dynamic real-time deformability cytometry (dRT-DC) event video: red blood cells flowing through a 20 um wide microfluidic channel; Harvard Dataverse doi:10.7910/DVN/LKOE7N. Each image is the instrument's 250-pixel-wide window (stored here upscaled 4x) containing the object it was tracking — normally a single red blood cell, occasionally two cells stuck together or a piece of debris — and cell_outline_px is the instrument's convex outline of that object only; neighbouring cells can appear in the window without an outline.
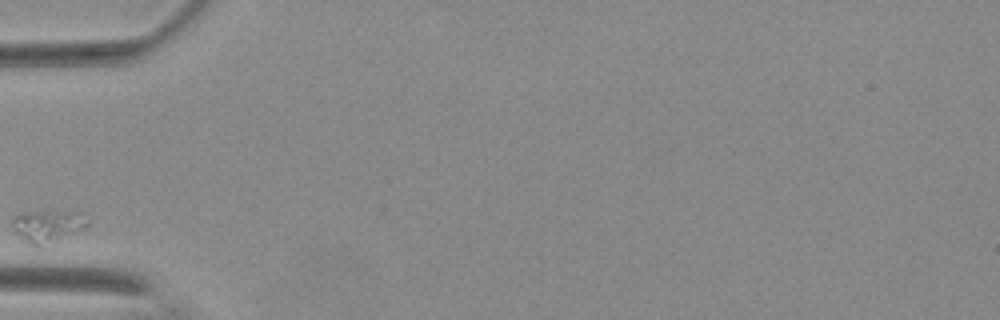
{"species": "Egyptian fruit bat (a non-hibernating species)", "species_latin": "Rousettus aegyptiacus", "temperature_condition": "warm", "stored_images_in_passage": 7, "camera_frame_rate_fps": 3000, "um_per_image_px": 0.085, "animal": {"sex": "female"}, "frame": {"image": 1, "passage_image": 1, "time_ms": 0.0, "image_size_px": [1000, 320], "cell_outline_px": [[88, 224], [84, 228], [40, 248], [28, 244], [16, 232], [12, 224], [12, 216], [16, 212], [80, 212], [88, 220]], "centroid_in_image_um": [4.0, 19.22], "position_along_channel_um": 81.0, "area_um2": 14.05}}
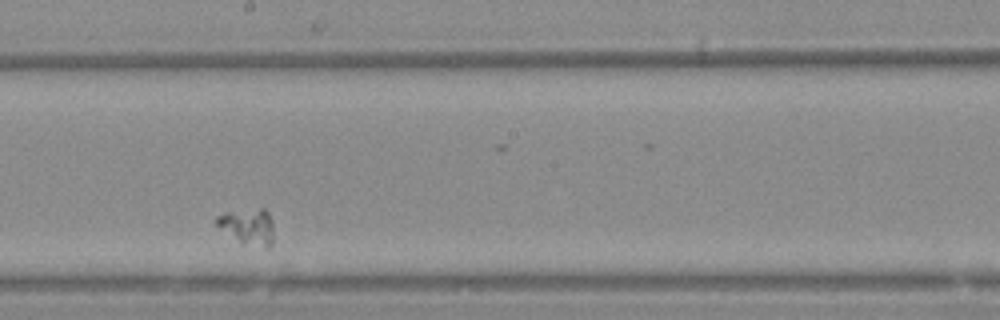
{"frame": {"image": 2, "passage_image": 5, "time_ms": 4.667, "image_size_px": [1000, 320], "cell_outline_px": [[272, 244], [268, 248], [240, 244], [216, 224], [212, 220], [216, 216], [224, 212], [260, 208], [264, 208], [268, 212], [272, 220]], "centroid_in_image_um": [21.04, 19.26], "position_along_channel_um": 227.2, "area_um2": 12.25}}
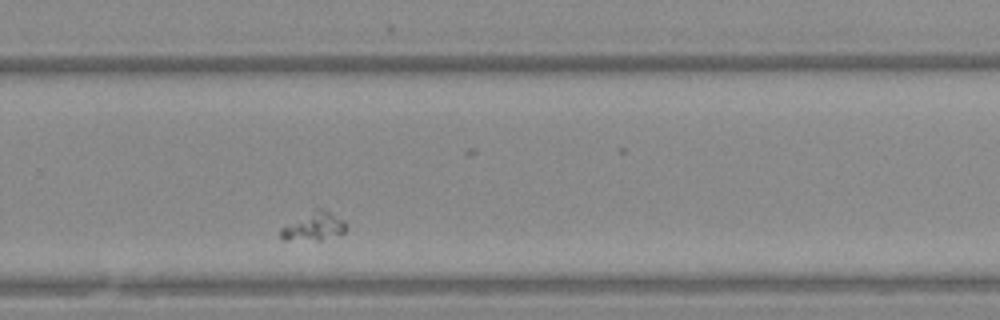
{"frame": {"image": 3, "passage_image": 7, "time_ms": 7.0, "image_size_px": [1000, 320], "cell_outline_px": [[348, 228], [344, 232], [320, 240], [280, 240], [280, 228], [316, 208], [320, 208], [344, 220]], "centroid_in_image_um": [26.65, 19.26], "position_along_channel_um": 303.2, "area_um2": 10.64}}